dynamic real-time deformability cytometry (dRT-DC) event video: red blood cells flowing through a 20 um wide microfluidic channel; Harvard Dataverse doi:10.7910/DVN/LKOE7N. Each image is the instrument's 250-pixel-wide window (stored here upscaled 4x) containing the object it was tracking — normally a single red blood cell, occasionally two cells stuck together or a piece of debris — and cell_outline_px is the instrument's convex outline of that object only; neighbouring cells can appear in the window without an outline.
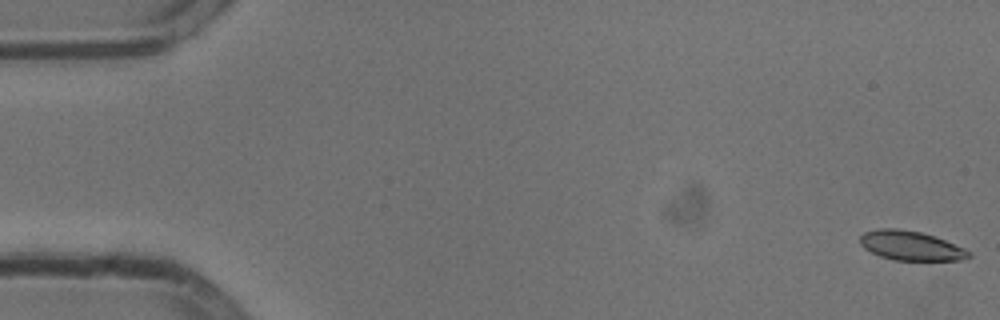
{"species": "common noctule bat (a hibernating species)", "species_latin": "Nyctalus noctula", "temperature_condition": "cold", "stored_images_in_passage": 11, "camera_frame_rate_fps": 3000, "um_per_image_px": 0.085, "animal": {"sex": "male", "body_mass_g": 13.3}, "frame": {"image": 1, "passage_image": 1, "time_ms": 0.0, "image_size_px": [1000, 320], "cell_outline_px": [[972, 256], [964, 260], [896, 260], [880, 256], [864, 248], [860, 244], [860, 236], [864, 232], [880, 228], [900, 228], [920, 232], [944, 240], [964, 248], [972, 252]], "centroid_in_image_um": [77.42, 20.88], "position_along_channel_um": 7.6, "area_um2": 18.55}}